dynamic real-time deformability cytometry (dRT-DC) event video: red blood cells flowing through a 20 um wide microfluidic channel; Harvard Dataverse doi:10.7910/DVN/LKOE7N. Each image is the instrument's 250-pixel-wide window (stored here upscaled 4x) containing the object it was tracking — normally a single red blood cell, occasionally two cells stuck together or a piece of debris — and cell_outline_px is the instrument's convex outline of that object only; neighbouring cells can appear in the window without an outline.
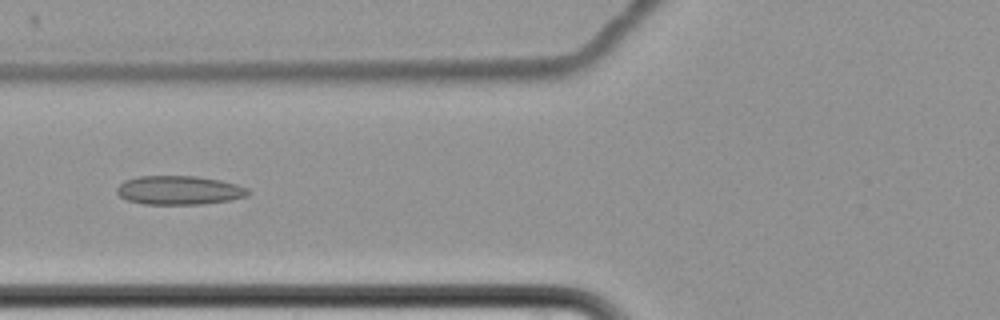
{"species": "common noctule bat (a hibernating species)", "species_latin": "Nyctalus noctula", "temperature_condition": "cold", "stored_images_in_passage": 4, "camera_frame_rate_fps": 3000, "um_per_image_px": 0.085, "animal": {"sex": "female", "body_mass_g": 22.7, "forearm_length_mm": 54.2}, "frame": {"image": 1, "passage_image": 3, "time_ms": 2.333, "image_size_px": [1000, 320], "cell_outline_px": [[252, 192], [248, 196], [228, 200], [204, 204], [144, 204], [128, 200], [120, 196], [116, 192], [116, 188], [124, 180], [140, 176], [196, 176], [220, 180], [236, 184], [248, 188]], "centroid_in_image_um": [15.24, 16.17], "position_along_channel_um": 110.6, "area_um2": 22.14}}
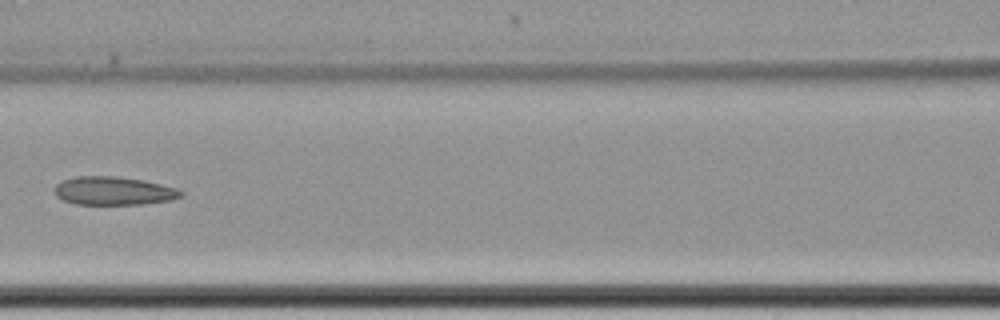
{"frame": {"image": 2, "passage_image": 4, "time_ms": 3.667, "image_size_px": [1000, 320], "cell_outline_px": [[184, 196], [172, 200], [140, 204], [76, 204], [64, 200], [56, 196], [56, 184], [64, 180], [76, 176], [116, 176], [144, 180], [176, 188], [184, 192]], "centroid_in_image_um": [9.7, 16.22], "position_along_channel_um": 156.9, "area_um2": 20.81}}